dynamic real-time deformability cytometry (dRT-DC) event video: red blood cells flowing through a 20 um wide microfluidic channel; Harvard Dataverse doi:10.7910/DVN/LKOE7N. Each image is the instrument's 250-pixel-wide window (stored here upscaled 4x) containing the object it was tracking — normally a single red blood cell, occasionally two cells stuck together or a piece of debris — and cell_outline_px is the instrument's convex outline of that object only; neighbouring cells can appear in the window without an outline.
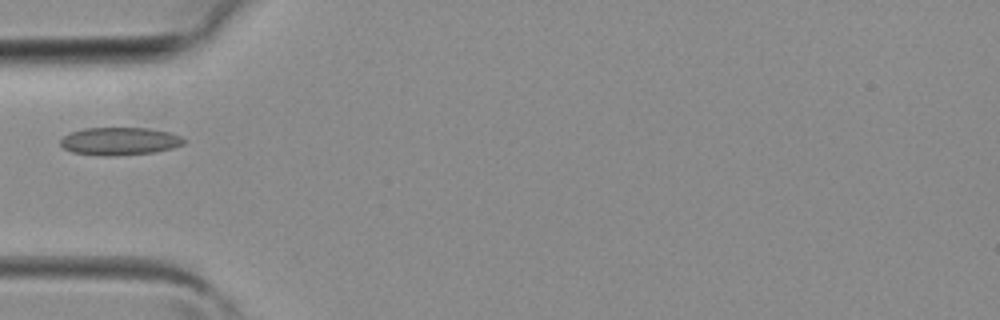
{"species": "common noctule bat (a hibernating species)", "species_latin": "Nyctalus noctula", "temperature_condition": "room temperature", "stored_images_in_passage": 2, "camera_frame_rate_fps": 3000, "um_per_image_px": 0.085, "animal": {"sex": "female", "body_mass_g": 19.3, "forearm_length_mm": 54.1}, "frame": {"image": 1, "passage_image": 2, "time_ms": 0.333, "image_size_px": [1000, 320], "cell_outline_px": [[188, 140], [184, 144], [172, 148], [152, 152], [116, 156], [100, 156], [72, 152], [64, 148], [60, 144], [60, 140], [64, 136], [72, 132], [84, 128], [148, 128], [172, 132]], "centroid_in_image_um": [10.2, 12.0], "position_along_channel_um": 74.8, "area_um2": 20.11}}